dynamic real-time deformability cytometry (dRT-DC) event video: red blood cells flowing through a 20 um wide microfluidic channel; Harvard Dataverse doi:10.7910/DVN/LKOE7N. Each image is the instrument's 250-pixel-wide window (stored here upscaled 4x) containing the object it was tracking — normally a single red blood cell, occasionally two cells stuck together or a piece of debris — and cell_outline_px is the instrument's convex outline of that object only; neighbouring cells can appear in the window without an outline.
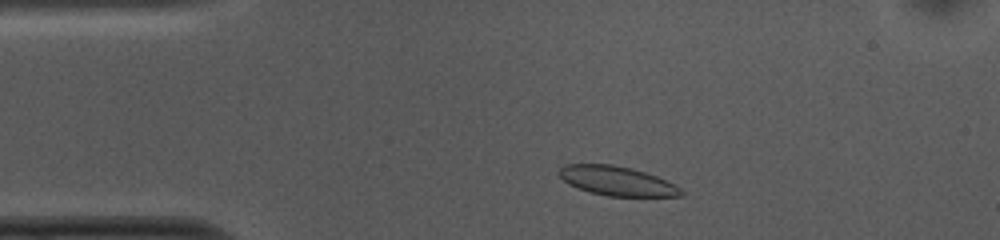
{"species": "common noctule bat (a hibernating species)", "species_latin": "Nyctalus noctula", "temperature_condition": "cold", "stored_images_in_passage": 39, "camera_frame_rate_fps": 3000, "um_per_image_px": 0.085, "animal": {"sex": "female", "body_mass_g": 10.0, "forearm_length_mm": 53.1}, "frame": {"image": 1, "passage_image": 4, "time_ms": 1.0, "image_size_px": [1000, 240], "cell_outline_px": [[684, 196], [608, 196], [588, 192], [568, 184], [556, 172], [564, 164], [612, 164], [632, 168], [656, 176], [680, 188], [684, 192]], "centroid_in_image_um": [52.39, 15.38], "position_along_channel_um": 32.6, "area_um2": 20.81}}
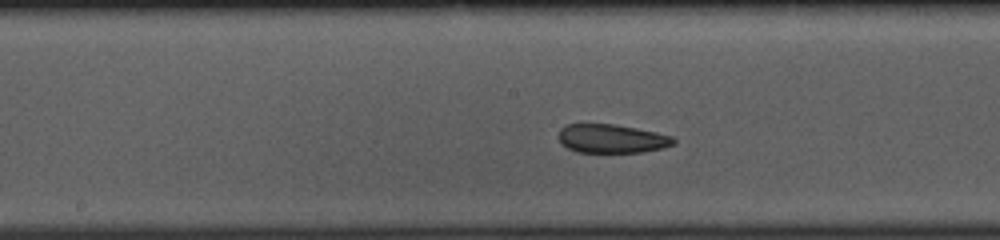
{"frame": {"image": 2, "passage_image": 20, "time_ms": 6.333, "image_size_px": [1000, 240], "cell_outline_px": [[676, 140], [672, 144], [664, 148], [644, 152], [576, 152], [560, 144], [556, 136], [560, 128], [568, 124], [584, 120], [616, 124], [656, 132], [672, 136]], "centroid_in_image_um": [51.89, 11.74], "position_along_channel_um": 196.3, "area_um2": 20.17}}
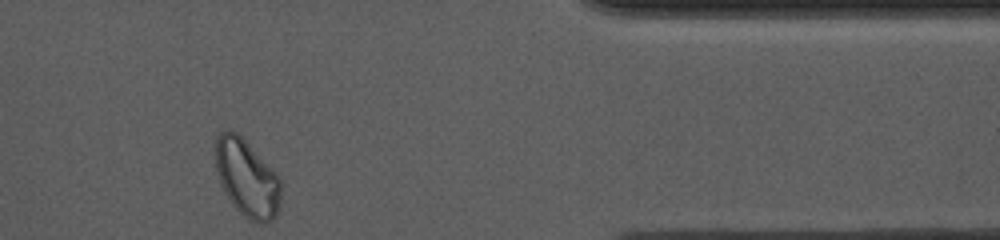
{"frame": {"image": 3, "passage_image": 38, "time_ms": 12.333, "image_size_px": [1000, 240], "cell_outline_px": [[280, 204], [276, 216], [272, 220], [260, 224], [256, 224], [248, 220], [232, 204], [216, 172], [216, 136], [220, 132], [228, 128], [232, 128], [280, 176]], "centroid_in_image_um": [21.0, 15.15], "position_along_channel_um": 390.4, "area_um2": 29.36}, "authors_computed_cell_mechanics": {"area_um2": 20.9236, "velocity_mm_per_s": 3.7005, "shape_relaxation_time_tau1_ms": null, "shape_relaxation_time_tau2_ms": 2.1305, "deformation_change_tau1": null, "deformation_change_tau2": 0.0617}}